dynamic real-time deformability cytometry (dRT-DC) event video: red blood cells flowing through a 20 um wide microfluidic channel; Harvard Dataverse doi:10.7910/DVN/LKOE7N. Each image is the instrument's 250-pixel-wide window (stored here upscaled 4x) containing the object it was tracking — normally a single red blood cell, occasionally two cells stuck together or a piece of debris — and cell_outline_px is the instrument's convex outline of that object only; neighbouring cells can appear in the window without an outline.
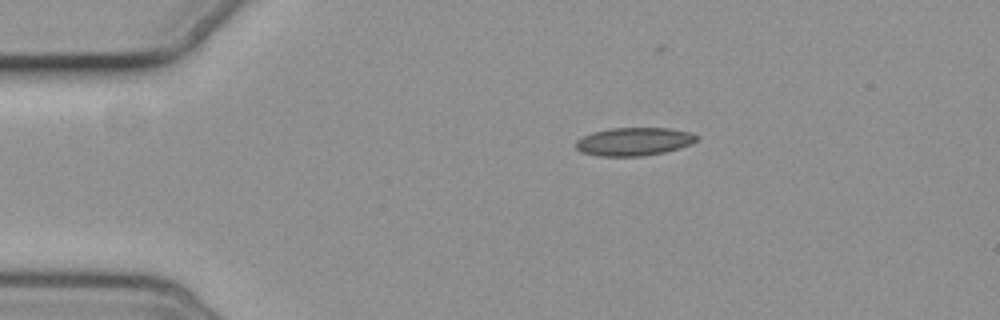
{"species": "common noctule bat (a hibernating species)", "species_latin": "Nyctalus noctula", "temperature_condition": "cold", "stored_images_in_passage": 2, "camera_frame_rate_fps": 3000, "um_per_image_px": 0.085, "animal": {"sex": "female", "body_mass_g": 19.3, "forearm_length_mm": 54.1}, "frame": {"image": 1, "passage_image": 1, "time_ms": 0.0, "image_size_px": [1000, 320], "cell_outline_px": [[700, 136], [692, 144], [680, 148], [664, 152], [644, 156], [596, 156], [580, 152], [576, 148], [576, 140], [592, 132], [612, 128], [672, 128], [692, 132]], "centroid_in_image_um": [53.91, 12.03], "position_along_channel_um": 31.1, "area_um2": 20.06}}